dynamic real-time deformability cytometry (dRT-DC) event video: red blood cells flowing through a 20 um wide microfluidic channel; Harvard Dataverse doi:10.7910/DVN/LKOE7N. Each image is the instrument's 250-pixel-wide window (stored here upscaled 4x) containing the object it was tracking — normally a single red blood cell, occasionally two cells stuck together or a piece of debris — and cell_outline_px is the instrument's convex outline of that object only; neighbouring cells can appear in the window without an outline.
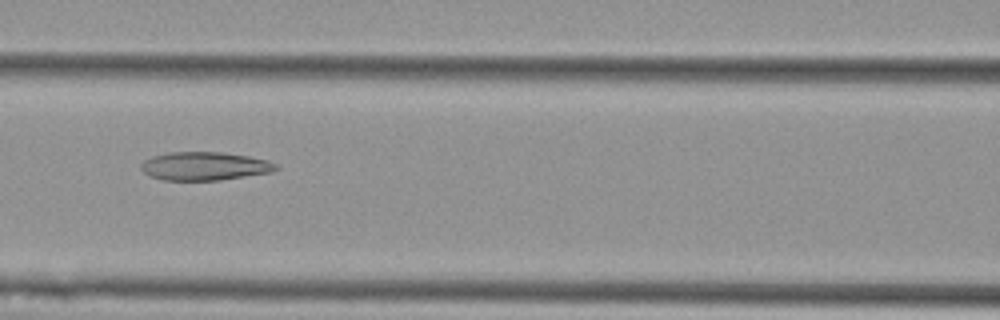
{"species": "Egyptian fruit bat (a non-hibernating species)", "species_latin": "Rousettus aegyptiacus", "temperature_condition": "cold", "stored_images_in_passage": 3, "camera_frame_rate_fps": 3000, "um_per_image_px": 0.085, "animal": {"sex": "female"}, "frame": {"image": 1, "passage_image": 3, "time_ms": 0.667, "image_size_px": [1000, 320], "cell_outline_px": [[280, 168], [272, 172], [220, 180], [164, 180], [152, 176], [144, 172], [140, 168], [140, 164], [144, 160], [152, 156], [168, 152], [224, 152], [248, 156], [268, 160], [280, 164]], "centroid_in_image_um": [17.43, 14.11], "position_along_channel_um": 149.2, "area_um2": 22.48}}